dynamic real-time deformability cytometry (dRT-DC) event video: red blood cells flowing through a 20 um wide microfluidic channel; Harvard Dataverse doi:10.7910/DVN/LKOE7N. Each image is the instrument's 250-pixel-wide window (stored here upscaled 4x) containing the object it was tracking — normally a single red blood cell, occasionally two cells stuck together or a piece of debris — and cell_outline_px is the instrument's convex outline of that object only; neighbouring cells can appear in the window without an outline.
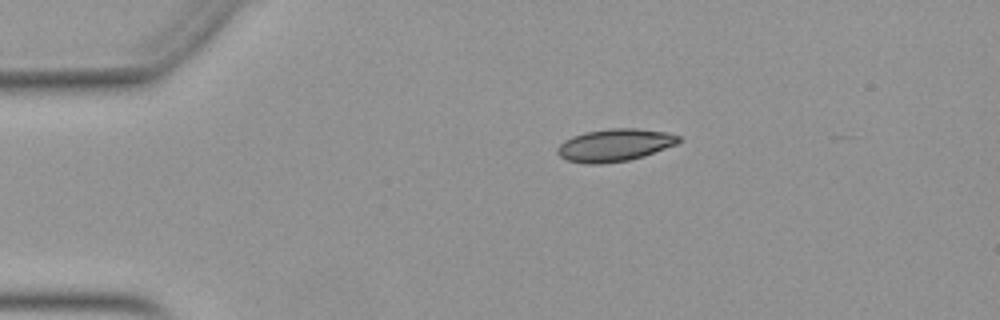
{"species": "Egyptian fruit bat (a non-hibernating species)", "species_latin": "Rousettus aegyptiacus", "temperature_condition": "warm", "stored_images_in_passage": 37, "camera_frame_rate_fps": 3000, "um_per_image_px": 0.085, "animal": {"sex": "female"}, "frame": {"image": 1, "passage_image": 1, "time_ms": 0.0, "image_size_px": [1000, 320], "cell_outline_px": [[680, 140], [676, 144], [644, 156], [628, 160], [600, 164], [588, 164], [568, 160], [560, 156], [556, 152], [556, 148], [564, 140], [572, 136], [584, 132], [608, 128], [636, 128], [668, 132], [680, 136]], "centroid_in_image_um": [52.23, 12.32], "position_along_channel_um": 32.8, "area_um2": 23.0}}
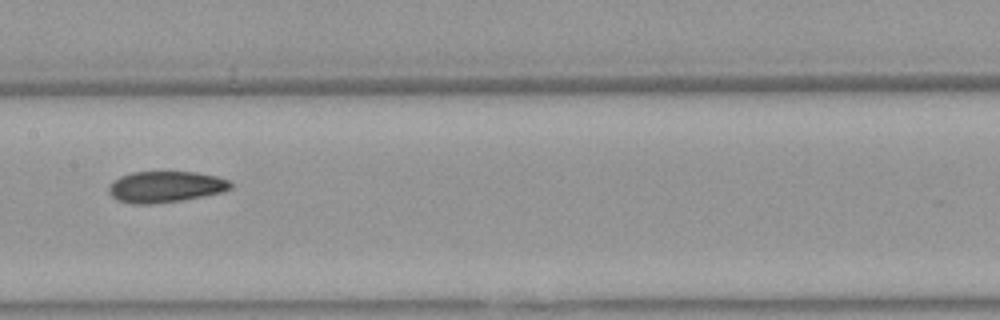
{"frame": {"image": 2, "passage_image": 17, "time_ms": 5.333, "image_size_px": [1000, 320], "cell_outline_px": [[232, 188], [220, 192], [204, 196], [180, 200], [152, 204], [132, 204], [116, 200], [108, 192], [108, 188], [112, 180], [120, 176], [132, 172], [196, 172], [216, 176], [228, 180], [232, 184]], "centroid_in_image_um": [14.02, 15.88], "position_along_channel_um": 193.4, "area_um2": 22.2}}
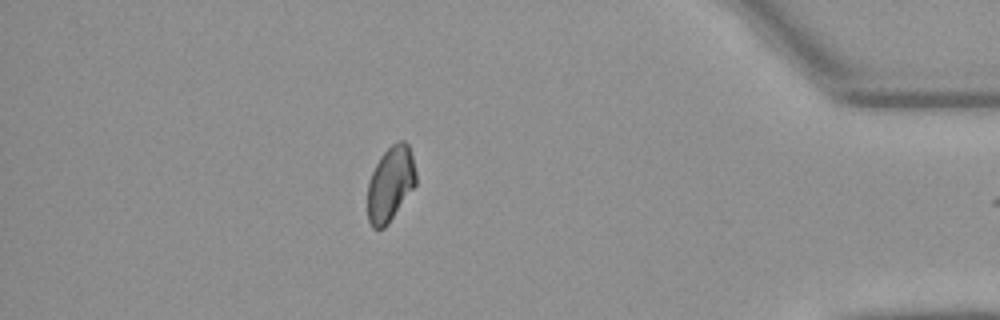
{"frame": {"image": 3, "passage_image": 36, "time_ms": 11.667, "image_size_px": [1000, 320], "cell_outline_px": [[416, 184], [388, 224], [384, 228], [372, 228], [368, 220], [368, 184], [372, 172], [380, 156], [396, 140], [404, 140], [408, 144], [412, 156], [416, 172]], "centroid_in_image_um": [33.19, 15.61], "position_along_channel_um": 402.0, "area_um2": 21.04}, "authors_computed_cell_mechanics": {"area_um2": 22.3686, "velocity_mm_per_s": 3.9468, "shape_relaxation_time_tau1_ms": null, "shape_relaxation_time_tau2_ms": 7.4681, "deformation_change_tau1": null, "deformation_change_tau2": 0.1232}}